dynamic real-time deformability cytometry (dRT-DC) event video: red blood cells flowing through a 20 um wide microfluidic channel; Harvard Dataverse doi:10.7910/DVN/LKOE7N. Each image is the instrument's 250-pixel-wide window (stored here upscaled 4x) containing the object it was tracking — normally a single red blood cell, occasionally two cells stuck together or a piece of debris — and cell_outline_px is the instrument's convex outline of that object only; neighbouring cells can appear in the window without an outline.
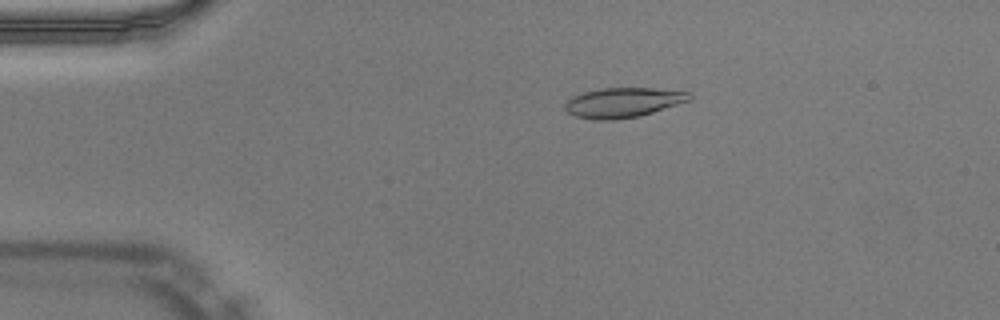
{"species": "Egyptian fruit bat (a non-hibernating species)", "species_latin": "Rousettus aegyptiacus", "temperature_condition": "warm", "stored_images_in_passage": 47, "camera_frame_rate_fps": 3000, "um_per_image_px": 0.085, "animal": {"sex": "male"}, "frame": {"image": 1, "passage_image": 7, "time_ms": 2.0, "image_size_px": [1000, 320], "cell_outline_px": [[692, 100], [640, 116], [616, 120], [592, 120], [576, 116], [568, 112], [564, 108], [564, 104], [572, 96], [584, 92], [600, 88], [652, 88], [692, 92]], "centroid_in_image_um": [52.98, 8.72], "position_along_channel_um": 32.0, "area_um2": 21.85}}
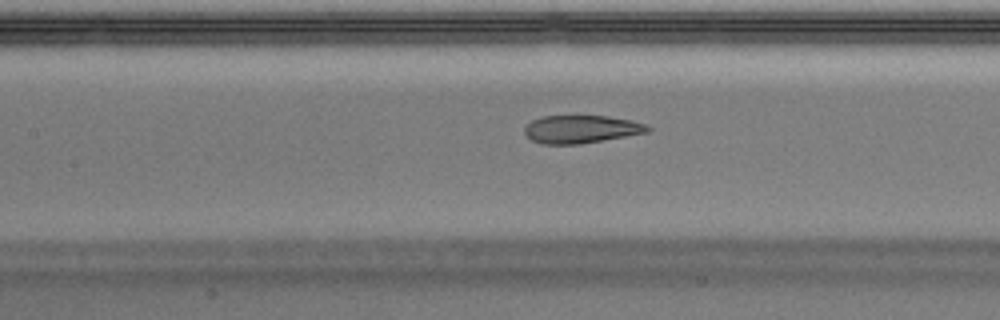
{"frame": {"image": 2, "passage_image": 20, "time_ms": 6.333, "image_size_px": [1000, 320], "cell_outline_px": [[652, 128], [648, 132], [580, 144], [540, 144], [532, 140], [524, 132], [524, 124], [532, 120], [544, 116], [608, 116], [632, 120], [644, 124]], "centroid_in_image_um": [49.37, 10.98], "position_along_channel_um": 158.0, "area_um2": 20.0}}
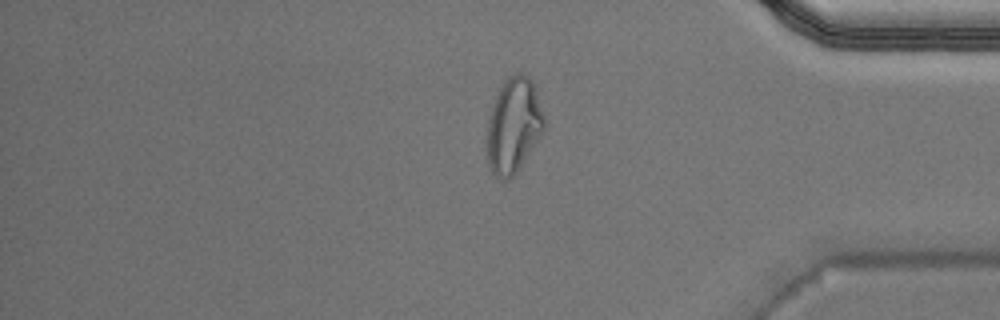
{"frame": {"image": 3, "passage_image": 39, "time_ms": 12.667, "image_size_px": [1000, 320], "cell_outline_px": [[544, 128], [520, 168], [508, 180], [500, 180], [492, 172], [488, 164], [488, 120], [496, 96], [504, 80], [508, 76], [516, 72], [520, 72], [528, 76], [536, 84], [544, 116]], "centroid_in_image_um": [43.67, 10.62], "position_along_channel_um": 391.5, "area_um2": 31.56}, "authors_computed_cell_mechanics": {"area_um2": 21.8484, "velocity_mm_per_s": 4.0212, "shape_relaxation_time_tau1_ms": null, "shape_relaxation_time_tau2_ms": 1.2054, "deformation_change_tau1": null, "deformation_change_tau2": 0.0828}}